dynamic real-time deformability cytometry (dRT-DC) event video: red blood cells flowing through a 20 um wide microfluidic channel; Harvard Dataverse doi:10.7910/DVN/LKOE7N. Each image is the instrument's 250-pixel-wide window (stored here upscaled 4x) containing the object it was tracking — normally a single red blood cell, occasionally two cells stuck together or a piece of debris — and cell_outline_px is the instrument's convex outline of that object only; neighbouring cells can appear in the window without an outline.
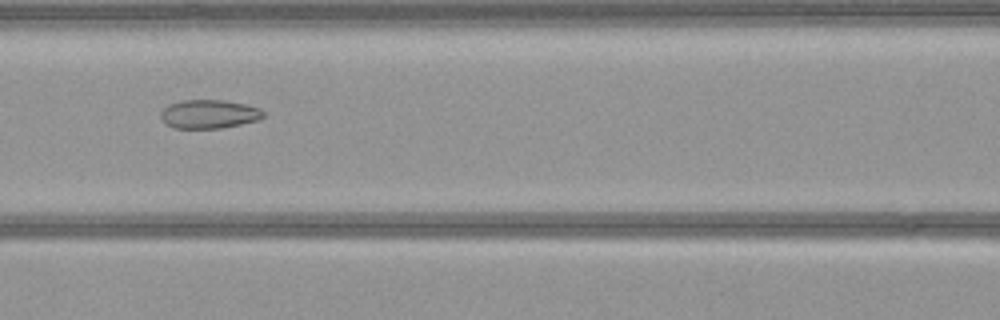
{"species": "common noctule bat (a hibernating species)", "species_latin": "Nyctalus noctula", "temperature_condition": "warm", "stored_images_in_passage": 52, "camera_frame_rate_fps": 3000, "um_per_image_px": 0.085, "animal": {"sex": "female", "body_mass_g": 21.9}, "frame": {"image": 1, "passage_image": 22, "time_ms": 7.0, "image_size_px": [1000, 320], "cell_outline_px": [[264, 116], [260, 120], [220, 128], [172, 128], [164, 124], [160, 116], [160, 112], [168, 104], [180, 100], [224, 100], [244, 104], [260, 108], [264, 112]], "centroid_in_image_um": [17.73, 9.7], "position_along_channel_um": 148.9, "area_um2": 17.34}}
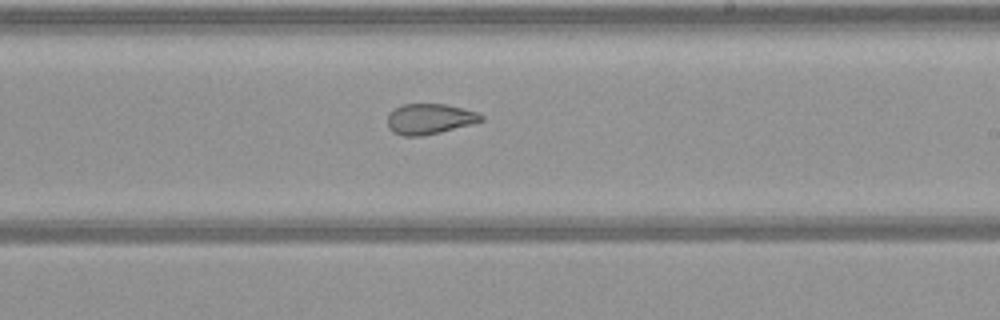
{"frame": {"image": 2, "passage_image": 30, "time_ms": 9.667, "image_size_px": [1000, 320], "cell_outline_px": [[484, 120], [472, 124], [440, 132], [420, 136], [404, 136], [392, 132], [388, 128], [388, 112], [404, 104], [444, 104], [476, 112], [484, 116]], "centroid_in_image_um": [36.49, 10.11], "position_along_channel_um": 252.5, "area_um2": 16.53}}
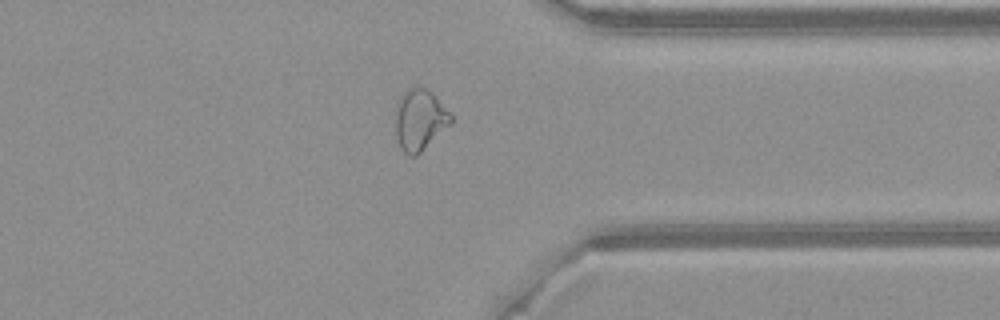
{"frame": {"image": 3, "passage_image": 40, "time_ms": 13.0, "image_size_px": [1000, 320], "cell_outline_px": [[452, 124], [416, 156], [408, 156], [400, 148], [396, 136], [396, 104], [400, 96], [408, 88], [416, 84], [432, 92], [436, 96], [452, 116]], "centroid_in_image_um": [35.67, 10.17], "position_along_channel_um": 375.7, "area_um2": 20.0}}